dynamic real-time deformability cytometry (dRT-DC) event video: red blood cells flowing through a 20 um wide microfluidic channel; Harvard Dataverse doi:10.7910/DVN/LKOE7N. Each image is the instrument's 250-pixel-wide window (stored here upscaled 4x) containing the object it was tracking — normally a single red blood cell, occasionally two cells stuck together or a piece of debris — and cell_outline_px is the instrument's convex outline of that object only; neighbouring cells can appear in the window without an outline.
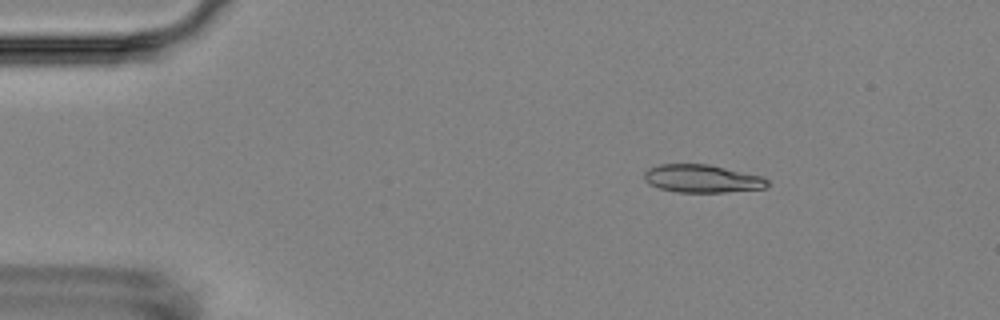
{"species": "Egyptian fruit bat (a non-hibernating species)", "species_latin": "Rousettus aegyptiacus", "temperature_condition": "room temperature", "stored_images_in_passage": 4, "camera_frame_rate_fps": 3000, "um_per_image_px": 0.085, "animal": {"sex": "female"}, "frame": {"image": 1, "passage_image": 1, "time_ms": 0.0, "image_size_px": [1000, 320], "cell_outline_px": [[768, 188], [724, 192], [676, 192], [660, 188], [648, 184], [644, 180], [644, 172], [648, 168], [660, 164], [708, 164], [760, 176], [768, 180]], "centroid_in_image_um": [59.65, 15.19], "position_along_channel_um": 25.4, "area_um2": 20.0}}
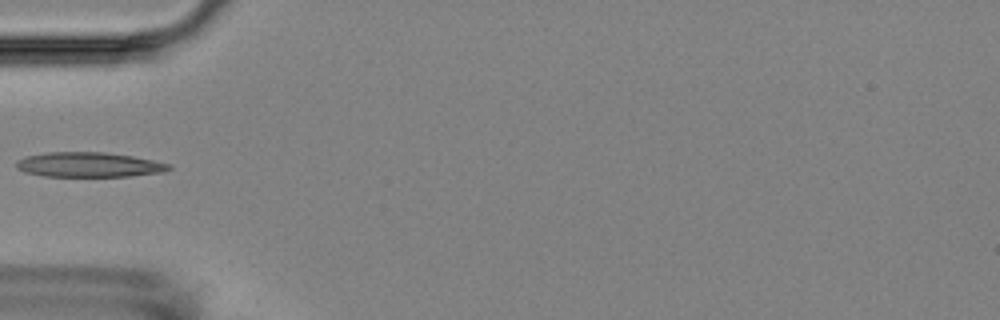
{"frame": {"image": 2, "passage_image": 4, "time_ms": 3.333, "image_size_px": [1000, 320], "cell_outline_px": [[172, 168], [164, 172], [132, 176], [44, 176], [24, 172], [16, 168], [16, 160], [24, 156], [48, 152], [104, 152], [132, 156], [172, 164]], "centroid_in_image_um": [7.55, 14.0], "position_along_channel_um": 77.5, "area_um2": 22.2}}